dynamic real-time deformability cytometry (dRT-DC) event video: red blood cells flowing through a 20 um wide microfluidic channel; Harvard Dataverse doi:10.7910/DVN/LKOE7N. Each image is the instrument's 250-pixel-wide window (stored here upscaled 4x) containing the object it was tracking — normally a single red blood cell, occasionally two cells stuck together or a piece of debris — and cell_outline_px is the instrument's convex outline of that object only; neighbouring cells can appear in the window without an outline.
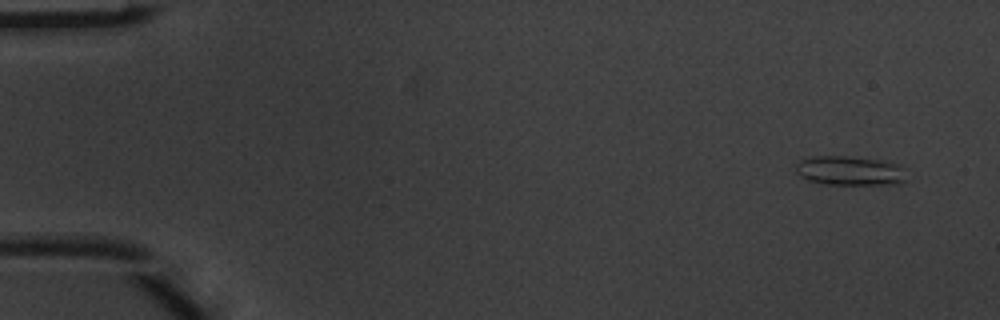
{"species": "common noctule bat (a hibernating species)", "species_latin": "Nyctalus noctula", "temperature_condition": "warm", "stored_images_in_passage": 4, "camera_frame_rate_fps": 3000, "um_per_image_px": 0.085, "animal": {"sex": "male", "body_mass_g": 20.1, "forearm_length_mm": 53.5}, "frame": {"image": 1, "passage_image": 1, "time_ms": 0.0, "image_size_px": [1000, 320], "cell_outline_px": [[908, 180], [900, 184], [820, 184], [808, 180], [800, 176], [796, 172], [796, 164], [800, 160], [812, 156], [844, 156], [880, 160], [896, 164], [900, 168]], "centroid_in_image_um": [72.19, 14.52], "position_along_channel_um": 12.8, "area_um2": 18.84}}
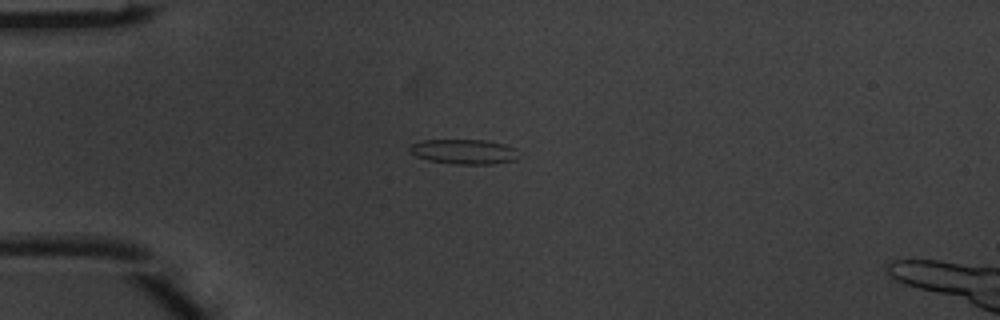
{"frame": {"image": 2, "passage_image": 3, "time_ms": 0.667, "image_size_px": [1000, 320], "cell_outline_px": [[516, 160], [492, 164], [456, 164], [428, 160], [416, 156], [408, 152], [408, 148], [412, 144], [420, 140], [484, 140], [504, 144], [516, 148]], "centroid_in_image_um": [39.4, 12.89], "position_along_channel_um": 45.6, "area_um2": 15.78}}